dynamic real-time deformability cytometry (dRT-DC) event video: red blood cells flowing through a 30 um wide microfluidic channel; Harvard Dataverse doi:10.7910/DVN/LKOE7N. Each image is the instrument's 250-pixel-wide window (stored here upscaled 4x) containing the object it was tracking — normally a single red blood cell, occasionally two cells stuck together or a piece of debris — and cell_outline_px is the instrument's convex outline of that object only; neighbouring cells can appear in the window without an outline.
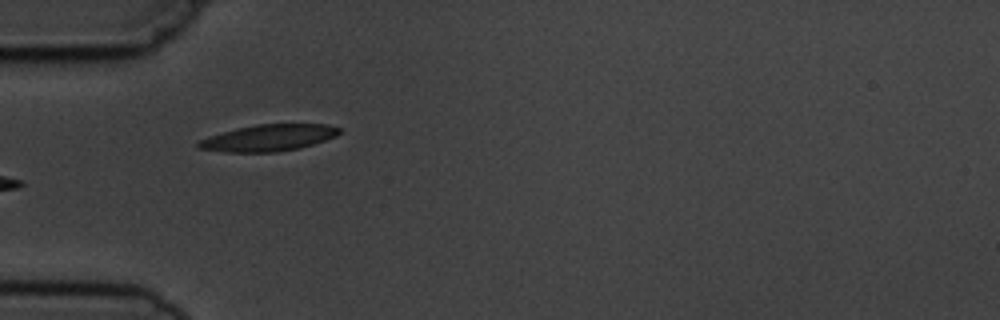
{"species": "common noctule bat (a hibernating species)", "species_latin": "Nyctalus noctula", "temperature_condition": "cold", "stored_images_in_passage": 5, "camera_frame_rate_fps": 3000, "um_per_image_px": 0.085, "animal": {"sex": "male", "body_mass_g": 19.5, "forearm_length_mm": 54.6}, "frame": {"image": 1, "passage_image": 4, "time_ms": 4.333, "image_size_px": [1000, 320], "cell_outline_px": [[340, 132], [336, 136], [312, 144], [296, 148], [276, 152], [224, 152], [200, 148], [196, 144], [200, 140], [208, 136], [236, 128], [256, 124], [328, 124], [340, 128]], "centroid_in_image_um": [22.81, 11.7], "position_along_channel_um": 62.2, "area_um2": 21.62}}
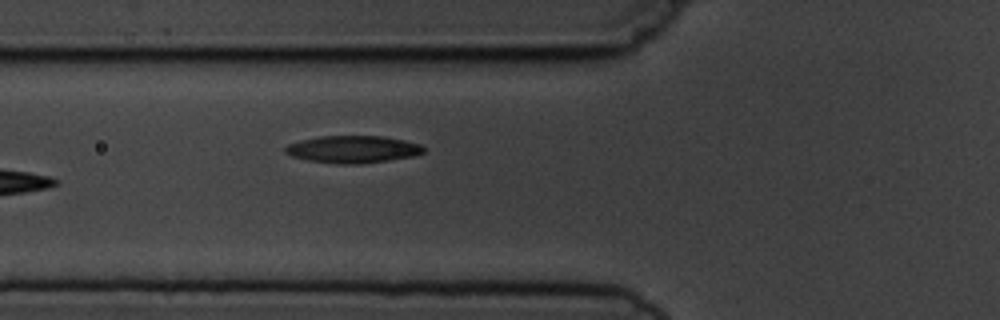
{"frame": {"image": 2, "passage_image": 5, "time_ms": 5.333, "image_size_px": [1000, 320], "cell_outline_px": [[424, 152], [412, 156], [388, 160], [360, 164], [340, 164], [308, 160], [292, 156], [284, 152], [284, 148], [288, 144], [300, 140], [320, 136], [384, 136], [404, 140], [420, 144], [424, 148]], "centroid_in_image_um": [29.97, 12.68], "position_along_channel_um": 95.8, "area_um2": 21.91}}